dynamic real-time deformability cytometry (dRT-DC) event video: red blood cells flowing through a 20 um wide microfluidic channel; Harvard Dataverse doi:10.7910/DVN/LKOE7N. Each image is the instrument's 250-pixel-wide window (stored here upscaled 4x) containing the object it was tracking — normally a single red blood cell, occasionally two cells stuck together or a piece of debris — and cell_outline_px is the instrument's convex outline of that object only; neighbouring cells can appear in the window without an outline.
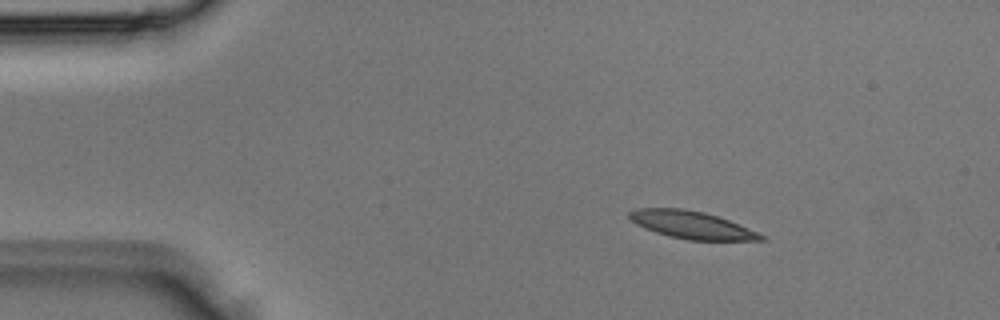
{"species": "Egyptian fruit bat (a non-hibernating species)", "species_latin": "Rousettus aegyptiacus", "temperature_condition": "room temperature", "stored_images_in_passage": 2, "camera_frame_rate_fps": 3000, "um_per_image_px": 0.085, "animal": {"sex": "male"}, "frame": {"image": 1, "passage_image": 1, "time_ms": 0.0, "image_size_px": [1000, 320], "cell_outline_px": [[768, 240], [688, 240], [668, 236], [644, 228], [636, 224], [628, 216], [628, 212], [636, 208], [680, 208], [704, 212], [728, 220], [756, 232], [764, 236]], "centroid_in_image_um": [58.74, 19.11], "position_along_channel_um": 26.3, "area_um2": 20.87}}